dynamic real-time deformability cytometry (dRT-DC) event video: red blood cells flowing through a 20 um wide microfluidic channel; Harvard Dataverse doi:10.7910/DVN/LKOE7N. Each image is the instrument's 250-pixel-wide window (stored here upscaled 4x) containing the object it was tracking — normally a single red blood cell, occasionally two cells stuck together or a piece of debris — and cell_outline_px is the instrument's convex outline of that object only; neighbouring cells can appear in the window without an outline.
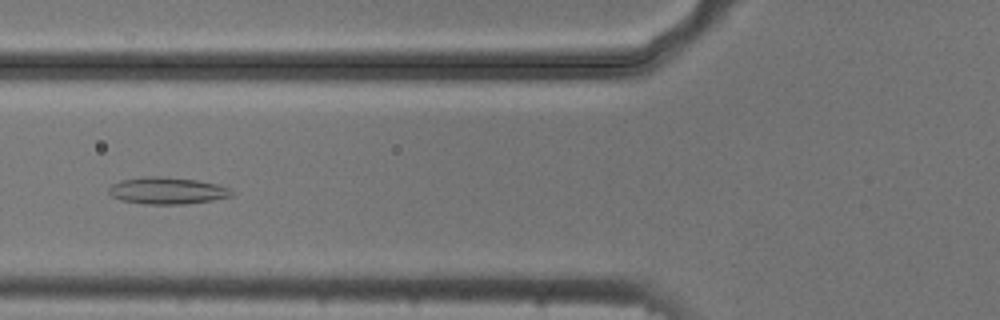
{"species": "common noctule bat (a hibernating species)", "species_latin": "Nyctalus noctula", "temperature_condition": "cold", "stored_images_in_passage": 54, "camera_frame_rate_fps": 3000, "um_per_image_px": 0.085, "animal": {"sex": "male", "body_mass_g": 20.5, "forearm_length_mm": 52.5}, "frame": {"image": 1, "passage_image": 21, "time_ms": 6.667, "image_size_px": [1000, 320], "cell_outline_px": [[232, 196], [212, 200], [184, 204], [144, 204], [120, 200], [112, 196], [108, 192], [108, 188], [112, 184], [120, 180], [144, 176], [160, 176], [196, 180], [216, 184], [228, 188], [232, 192]], "centroid_in_image_um": [14.15, 16.2], "position_along_channel_um": 111.6, "area_um2": 19.19}}
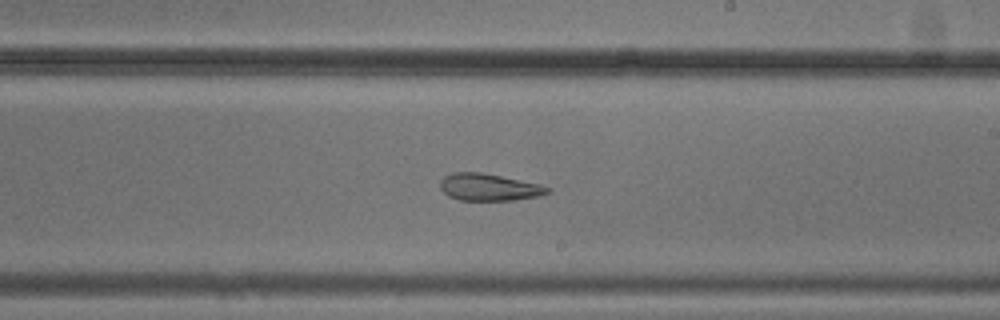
{"frame": {"image": 2, "passage_image": 32, "time_ms": 10.333, "image_size_px": [1000, 320], "cell_outline_px": [[552, 192], [540, 196], [512, 200], [460, 200], [448, 196], [440, 188], [440, 180], [444, 176], [452, 172], [480, 172], [540, 184], [552, 188]], "centroid_in_image_um": [41.58, 15.91], "position_along_channel_um": 247.4, "area_um2": 16.99}}
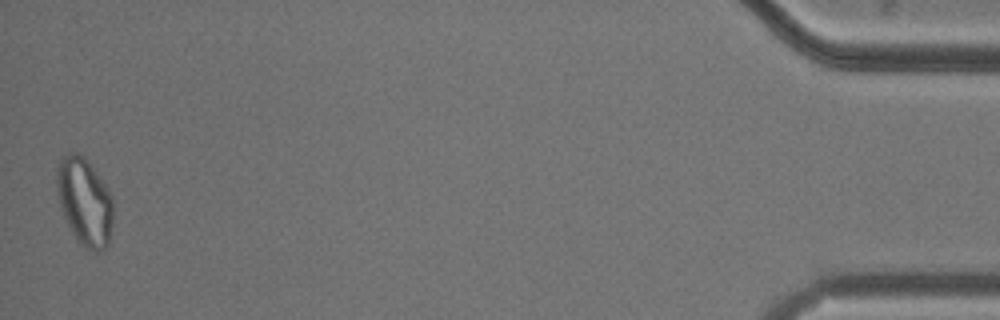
{"frame": {"image": 3, "passage_image": 54, "time_ms": 17.667, "image_size_px": [1000, 320], "cell_outline_px": [[112, 224], [108, 244], [100, 252], [96, 252], [84, 248], [80, 244], [72, 232], [60, 208], [56, 188], [56, 168], [60, 160], [68, 152], [80, 152], [84, 156], [108, 188], [112, 196]], "centroid_in_image_um": [7.18, 17.12], "position_along_channel_um": 428.0, "area_um2": 28.96}, "authors_computed_cell_mechanics": {"area_um2": 23.5824, "velocity_mm_per_s": 3.6947, "shape_relaxation_time_tau1_ms": null, "shape_relaxation_time_tau2_ms": 3.9476, "deformation_change_tau1": null, "deformation_change_tau2": 0.1021}}